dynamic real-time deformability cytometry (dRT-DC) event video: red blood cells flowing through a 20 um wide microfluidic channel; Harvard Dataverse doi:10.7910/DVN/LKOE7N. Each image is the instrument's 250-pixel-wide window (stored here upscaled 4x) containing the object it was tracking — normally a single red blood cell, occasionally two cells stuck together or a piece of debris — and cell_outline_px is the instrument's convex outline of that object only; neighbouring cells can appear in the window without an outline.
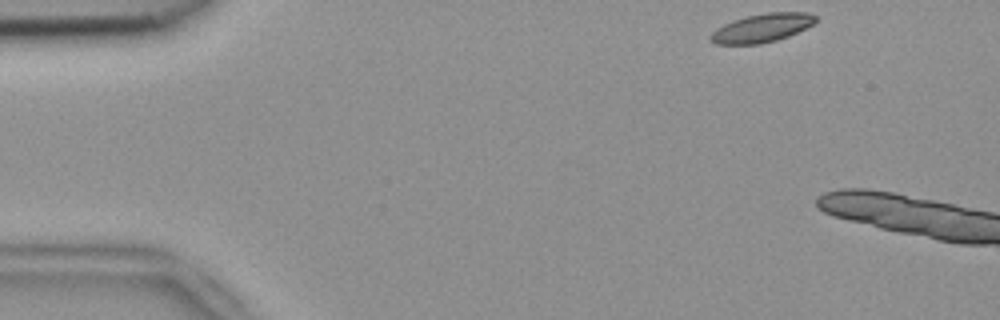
{"species": "common noctule bat (a hibernating species)", "species_latin": "Nyctalus noctula", "temperature_condition": "room temperature", "stored_images_in_passage": 4, "camera_frame_rate_fps": 3000, "um_per_image_px": 0.085, "animal": {"sex": "female", "body_mass_g": 18.4}, "frame": {"image": 1, "passage_image": 1, "time_ms": 0.0, "image_size_px": [1000, 320], "cell_outline_px": [[816, 20], [812, 24], [788, 36], [776, 40], [760, 44], [716, 44], [708, 36], [716, 28], [732, 20], [748, 16], [768, 12], [808, 12], [816, 16]], "centroid_in_image_um": [64.74, 2.37], "position_along_channel_um": 20.3, "area_um2": 17.28}}